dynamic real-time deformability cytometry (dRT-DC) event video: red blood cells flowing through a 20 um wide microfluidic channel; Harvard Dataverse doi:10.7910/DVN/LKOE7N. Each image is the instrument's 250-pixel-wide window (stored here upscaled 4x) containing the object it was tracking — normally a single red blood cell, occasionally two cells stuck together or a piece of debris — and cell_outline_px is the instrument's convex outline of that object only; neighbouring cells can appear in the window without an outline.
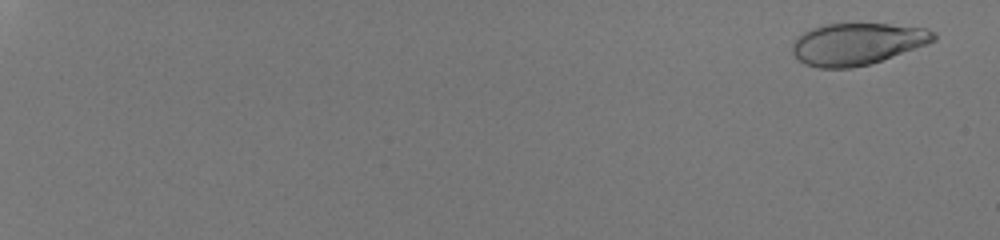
{"species": "human", "species_latin": "Homo sapiens", "temperature_condition": "room temperature", "stored_images_in_passage": 55, "camera_frame_rate_fps": 3000, "um_per_image_px": 0.085, "donor": {"sex": "male"}, "frame": {"image": 1, "passage_image": 3, "time_ms": 0.667, "image_size_px": [1000, 240], "cell_outline_px": [[936, 40], [928, 44], [872, 64], [852, 68], [820, 68], [804, 64], [792, 52], [792, 44], [804, 32], [812, 28], [824, 24], [888, 24], [924, 28], [936, 32]], "centroid_in_image_um": [72.89, 3.74], "position_along_channel_um": 12.1, "area_um2": 34.45}}
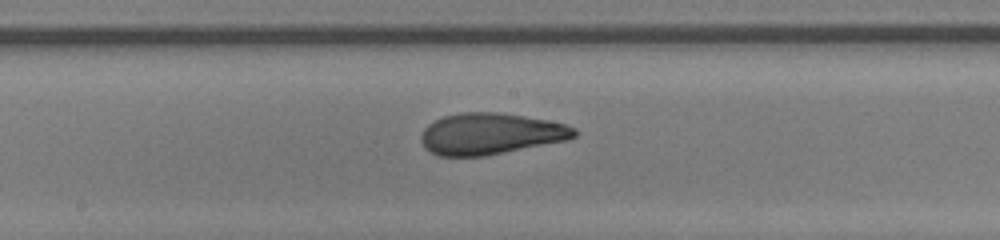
{"frame": {"image": 2, "passage_image": 35, "time_ms": 11.333, "image_size_px": [1000, 240], "cell_outline_px": [[576, 136], [568, 140], [484, 156], [436, 156], [428, 152], [424, 148], [420, 140], [420, 136], [424, 128], [428, 124], [444, 116], [460, 112], [496, 112], [524, 116], [548, 120], [564, 124], [576, 128]], "centroid_in_image_um": [41.66, 11.38], "position_along_channel_um": 206.5, "area_um2": 37.11}}
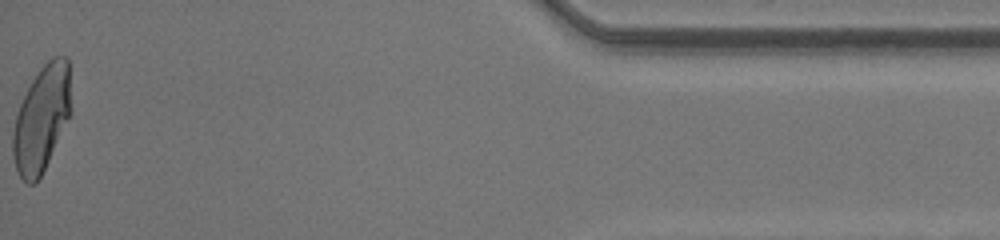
{"frame": {"image": 3, "passage_image": 55, "time_ms": 18.0, "image_size_px": [1000, 240], "cell_outline_px": [[72, 112], [36, 184], [28, 184], [16, 172], [12, 152], [12, 132], [16, 116], [20, 104], [32, 80], [40, 68], [52, 56], [68, 56]], "centroid_in_image_um": [3.54, 10.07], "position_along_channel_um": 431.7, "area_um2": 35.95}, "authors_computed_cell_mechanics": {"area_um2": 36.1828, "velocity_mm_per_s": 4.2729, "shape_relaxation_time_tau1_ms": 5.5212, "shape_relaxation_time_tau2_ms": 0.741, "deformation_change_tau1": 0.2226, "deformation_change_tau2": 0.0708}}